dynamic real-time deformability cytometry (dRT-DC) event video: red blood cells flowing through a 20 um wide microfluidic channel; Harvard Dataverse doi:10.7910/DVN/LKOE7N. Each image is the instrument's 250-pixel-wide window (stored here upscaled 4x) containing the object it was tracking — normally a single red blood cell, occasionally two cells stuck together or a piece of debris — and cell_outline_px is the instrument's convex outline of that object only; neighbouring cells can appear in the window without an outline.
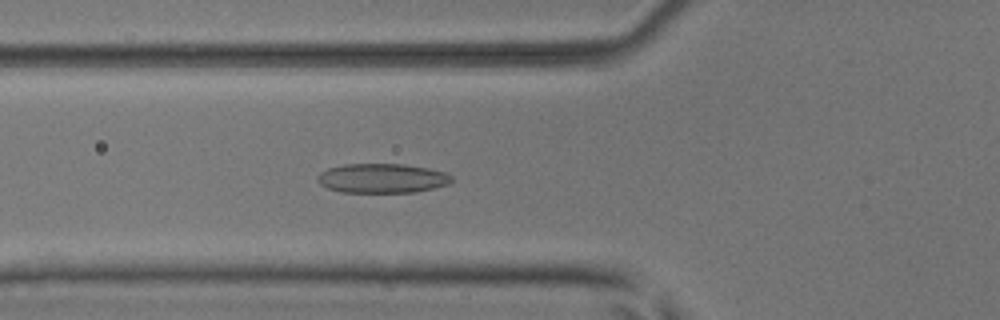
{"species": "common noctule bat (a hibernating species)", "species_latin": "Nyctalus noctula", "temperature_condition": "room temperature", "stored_images_in_passage": 53, "camera_frame_rate_fps": 3000, "um_per_image_px": 0.085, "animal": {"sex": "male", "body_mass_g": 17.9, "forearm_length_mm": 54.2}, "frame": {"image": 1, "passage_image": 20, "time_ms": 6.333, "image_size_px": [1000, 320], "cell_outline_px": [[452, 180], [448, 184], [416, 192], [340, 192], [328, 188], [320, 184], [316, 180], [316, 176], [320, 172], [328, 168], [344, 164], [404, 164], [428, 168], [444, 172], [452, 176]], "centroid_in_image_um": [32.44, 15.15], "position_along_channel_um": 93.4, "area_um2": 23.0}}
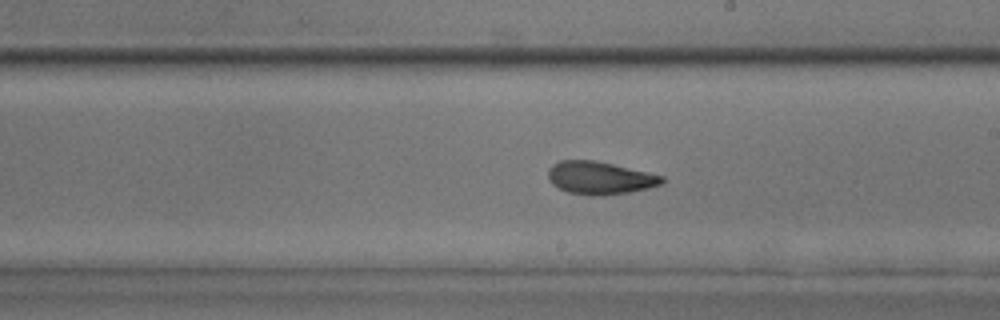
{"frame": {"image": 2, "passage_image": 31, "time_ms": 10.0, "image_size_px": [1000, 320], "cell_outline_px": [[664, 184], [648, 188], [628, 192], [600, 196], [592, 196], [568, 192], [552, 184], [548, 176], [548, 168], [552, 164], [560, 160], [596, 160], [648, 172], [664, 176]], "centroid_in_image_um": [50.99, 15.12], "position_along_channel_um": 238.0, "area_um2": 21.85}}
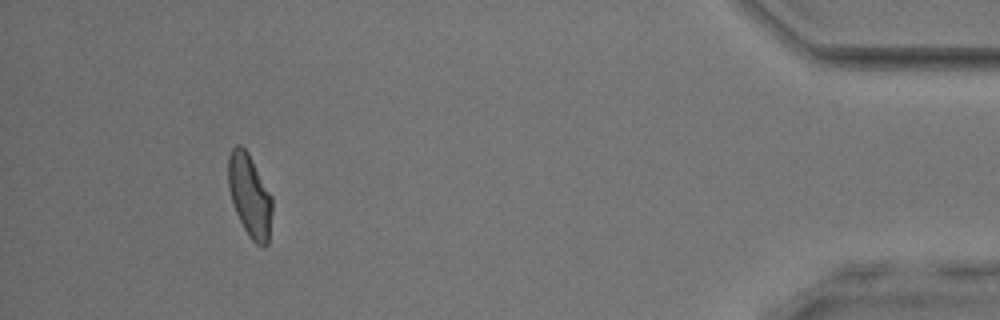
{"frame": {"image": 3, "passage_image": 49, "time_ms": 16.0, "image_size_px": [1000, 320], "cell_outline_px": [[272, 212], [268, 244], [264, 248], [256, 244], [248, 236], [236, 212], [228, 188], [228, 156], [232, 148], [236, 144], [240, 144], [248, 152], [272, 196]], "centroid_in_image_um": [21.23, 16.63], "position_along_channel_um": 414.0, "area_um2": 21.27}, "authors_computed_cell_mechanics": {"area_um2": 22.0218, "velocity_mm_per_s": 3.9549, "shape_relaxation_time_tau1_ms": 7.4336, "shape_relaxation_time_tau2_ms": 1.9841, "deformation_change_tau1": 0.1789, "deformation_change_tau2": 0.0926}}